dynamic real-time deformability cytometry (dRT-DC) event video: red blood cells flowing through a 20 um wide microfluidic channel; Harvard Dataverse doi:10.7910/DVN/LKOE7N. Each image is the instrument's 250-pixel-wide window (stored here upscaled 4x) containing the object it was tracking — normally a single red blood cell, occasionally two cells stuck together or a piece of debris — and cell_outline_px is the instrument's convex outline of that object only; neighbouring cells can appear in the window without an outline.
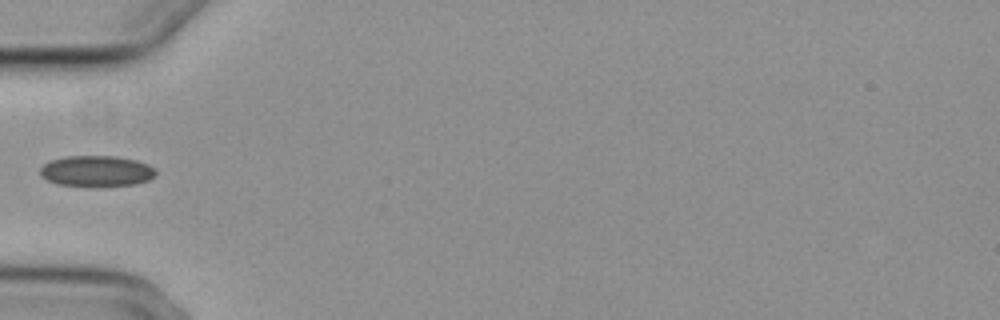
{"species": "common noctule bat (a hibernating species)", "species_latin": "Nyctalus noctula", "temperature_condition": "cold", "stored_images_in_passage": 4, "camera_frame_rate_fps": 3000, "um_per_image_px": 0.085, "animal": {"sex": "female", "body_mass_g": 29.2, "forearm_length_mm": 56.3}, "frame": {"image": 1, "passage_image": 3, "time_ms": 5.0, "image_size_px": [1000, 320], "cell_outline_px": [[156, 176], [148, 180], [136, 184], [92, 188], [60, 184], [48, 180], [40, 176], [40, 168], [44, 164], [52, 160], [64, 156], [116, 156], [136, 160], [148, 164], [156, 168]], "centroid_in_image_um": [8.23, 14.56], "position_along_channel_um": 76.8, "area_um2": 21.33}}
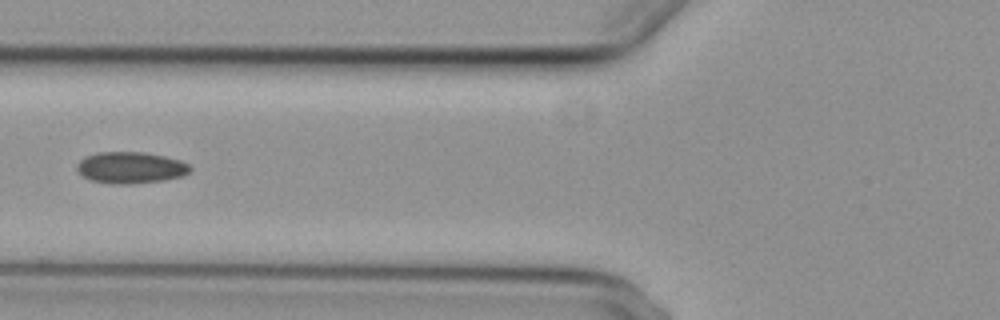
{"frame": {"image": 2, "passage_image": 4, "time_ms": 6.0, "image_size_px": [1000, 320], "cell_outline_px": [[192, 168], [184, 176], [164, 180], [132, 184], [108, 184], [88, 180], [76, 168], [76, 164], [84, 156], [96, 152], [144, 152], [164, 156], [180, 160], [188, 164]], "centroid_in_image_um": [11.08, 14.25], "position_along_channel_um": 114.7, "area_um2": 21.04}}